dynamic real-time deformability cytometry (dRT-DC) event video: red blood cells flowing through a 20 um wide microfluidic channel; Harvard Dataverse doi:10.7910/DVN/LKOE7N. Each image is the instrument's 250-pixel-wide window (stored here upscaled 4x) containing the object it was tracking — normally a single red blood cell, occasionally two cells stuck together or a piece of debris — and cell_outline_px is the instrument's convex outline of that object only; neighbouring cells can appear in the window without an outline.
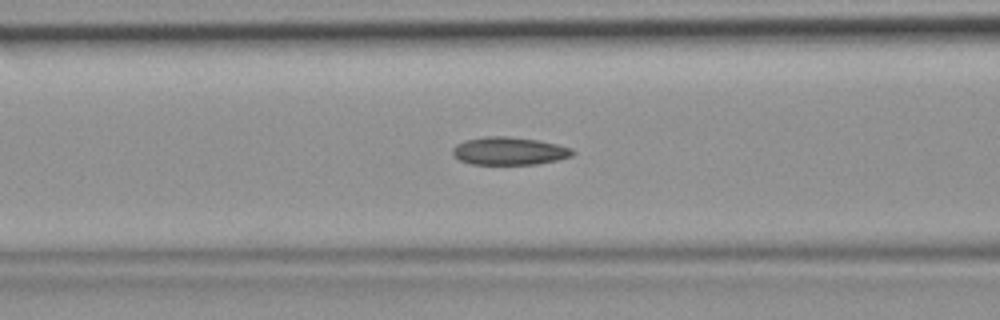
{"species": "common noctule bat (a hibernating species)", "species_latin": "Nyctalus noctula", "temperature_condition": "room temperature", "stored_images_in_passage": 45, "camera_frame_rate_fps": 3000, "um_per_image_px": 0.085, "animal": {"sex": "female", "body_mass_g": 19.9}, "frame": {"image": 1, "passage_image": 18, "time_ms": 5.667, "image_size_px": [1000, 320], "cell_outline_px": [[576, 152], [572, 156], [556, 160], [536, 164], [472, 164], [460, 160], [452, 156], [452, 148], [456, 144], [464, 140], [484, 136], [508, 136], [536, 140], [556, 144], [572, 148]], "centroid_in_image_um": [43.25, 12.83], "position_along_channel_um": 123.4, "area_um2": 19.54}}
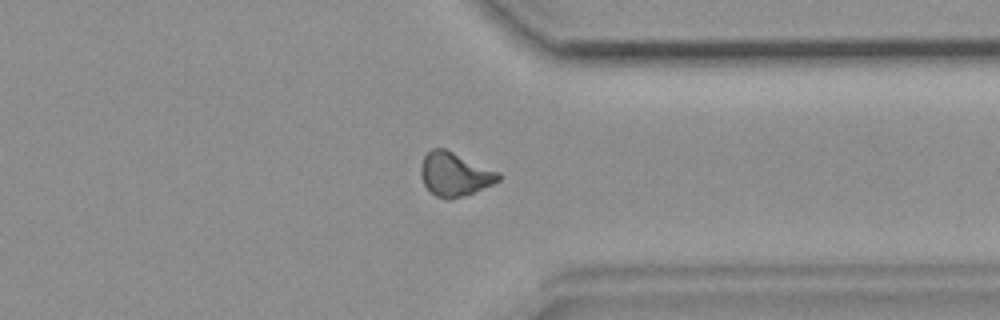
{"frame": {"image": 2, "passage_image": 35, "time_ms": 11.333, "image_size_px": [1000, 320], "cell_outline_px": [[500, 180], [492, 184], [472, 192], [460, 196], [436, 196], [424, 184], [420, 172], [420, 168], [424, 156], [432, 148], [444, 148], [500, 172]], "centroid_in_image_um": [38.65, 14.76], "position_along_channel_um": 372.8, "area_um2": 19.07}}
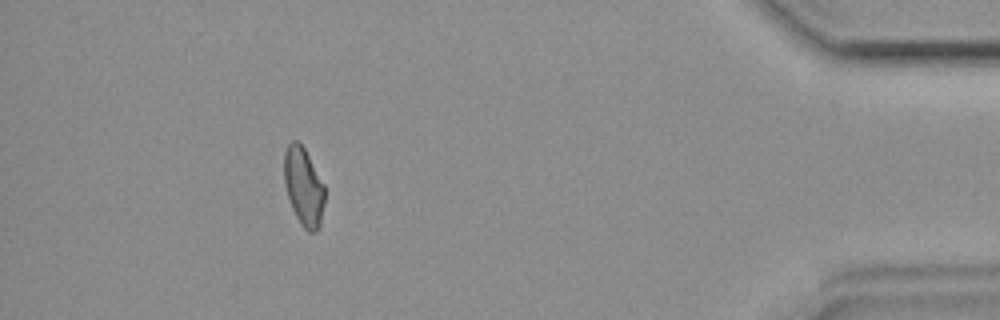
{"frame": {"image": 3, "passage_image": 41, "time_ms": 13.333, "image_size_px": [1000, 320], "cell_outline_px": [[324, 204], [320, 224], [316, 232], [308, 232], [300, 224], [292, 208], [284, 184], [284, 152], [288, 144], [292, 140], [296, 140], [304, 148], [324, 184]], "centroid_in_image_um": [25.8, 15.87], "position_along_channel_um": 409.4, "area_um2": 18.44}}